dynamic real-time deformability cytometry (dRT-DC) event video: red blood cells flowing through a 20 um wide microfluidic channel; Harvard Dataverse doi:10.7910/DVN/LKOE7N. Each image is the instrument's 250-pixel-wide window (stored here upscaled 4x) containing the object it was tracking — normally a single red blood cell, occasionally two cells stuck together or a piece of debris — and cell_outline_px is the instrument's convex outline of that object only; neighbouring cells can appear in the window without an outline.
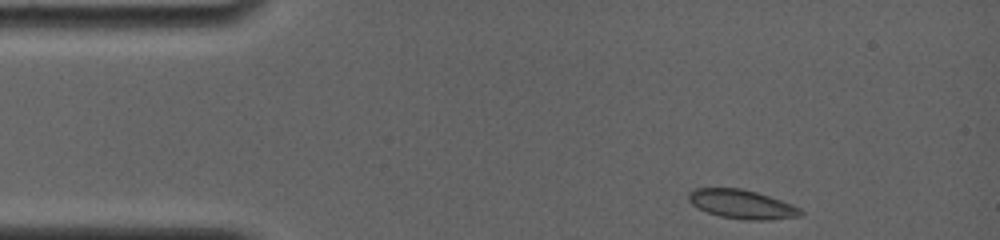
{"species": "common noctule bat (a hibernating species)", "species_latin": "Nyctalus noctula", "temperature_condition": "room temperature", "stored_images_in_passage": 4, "camera_frame_rate_fps": 4000, "um_per_image_px": 0.085, "animal": {"sex": "female", "body_mass_g": 19.0, "forearm_length_mm": 56.7}, "frame": {"image": 1, "passage_image": 1, "time_ms": 0.0, "image_size_px": [1000, 240], "cell_outline_px": [[804, 216], [772, 220], [744, 220], [720, 216], [708, 212], [692, 204], [688, 200], [688, 192], [696, 188], [740, 188], [756, 192], [792, 204], [800, 208], [804, 212]], "centroid_in_image_um": [63.1, 17.37], "position_along_channel_um": 21.9, "area_um2": 18.96}}
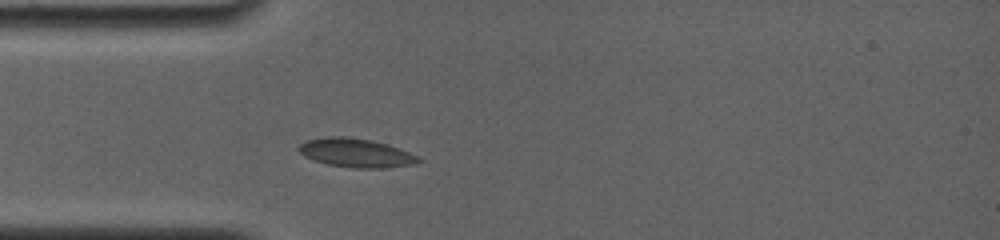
{"frame": {"image": 2, "passage_image": 4, "time_ms": 2.5, "image_size_px": [1000, 240], "cell_outline_px": [[424, 160], [416, 164], [384, 168], [352, 168], [328, 164], [304, 156], [296, 148], [300, 144], [308, 140], [328, 136], [340, 136], [368, 140], [388, 144], [408, 152]], "centroid_in_image_um": [30.27, 13.0], "position_along_channel_um": 54.7, "area_um2": 19.88}}